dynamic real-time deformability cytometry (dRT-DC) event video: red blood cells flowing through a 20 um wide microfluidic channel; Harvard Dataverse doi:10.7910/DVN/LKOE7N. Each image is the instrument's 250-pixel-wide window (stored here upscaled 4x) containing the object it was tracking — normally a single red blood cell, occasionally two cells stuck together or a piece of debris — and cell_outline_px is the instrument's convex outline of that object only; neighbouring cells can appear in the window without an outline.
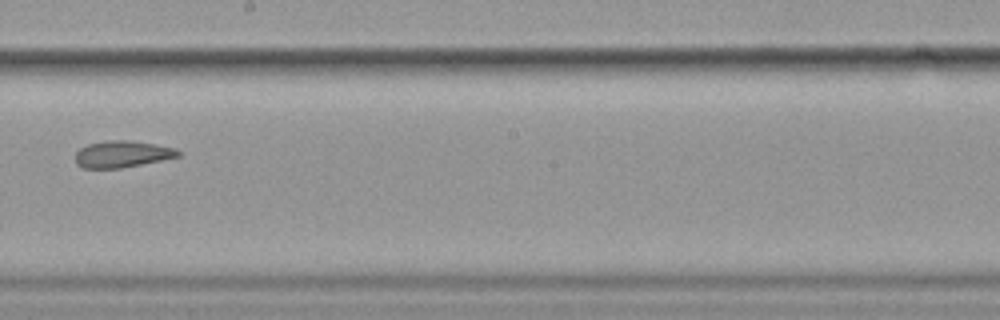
{"species": "common noctule bat (a hibernating species)", "species_latin": "Nyctalus noctula", "temperature_condition": "cold", "stored_images_in_passage": 12, "camera_frame_rate_fps": 3000, "um_per_image_px": 0.085, "animal": {"sex": "female", "body_mass_g": 19.9}, "frame": {"image": 1, "passage_image": 12, "time_ms": 13.667, "image_size_px": [1000, 320], "cell_outline_px": [[180, 156], [120, 168], [84, 168], [76, 164], [76, 152], [80, 148], [88, 144], [104, 140], [128, 140], [156, 144], [176, 148], [180, 152]], "centroid_in_image_um": [10.37, 13.08], "position_along_channel_um": 237.8, "area_um2": 15.9}}